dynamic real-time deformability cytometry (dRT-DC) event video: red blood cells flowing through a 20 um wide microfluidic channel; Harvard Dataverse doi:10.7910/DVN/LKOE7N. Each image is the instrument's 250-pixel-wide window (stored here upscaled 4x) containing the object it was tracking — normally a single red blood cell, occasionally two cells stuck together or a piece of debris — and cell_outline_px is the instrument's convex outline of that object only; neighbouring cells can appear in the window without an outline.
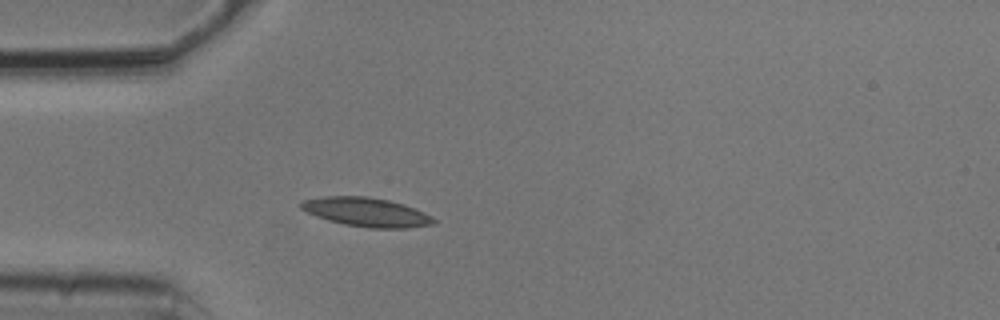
{"species": "common noctule bat (a hibernating species)", "species_latin": "Nyctalus noctula", "temperature_condition": "cold", "stored_images_in_passage": 4, "camera_frame_rate_fps": 3000, "um_per_image_px": 0.085, "animal": {"sex": "male", "body_mass_g": 20.5, "forearm_length_mm": 52.5}, "frame": {"image": 1, "passage_image": 4, "time_ms": 1.0, "image_size_px": [1000, 320], "cell_outline_px": [[436, 224], [408, 228], [368, 228], [344, 224], [328, 220], [316, 216], [300, 208], [300, 204], [304, 200], [324, 196], [368, 196], [388, 200], [404, 204], [424, 212], [432, 216], [436, 220]], "centroid_in_image_um": [31.19, 18.03], "position_along_channel_um": 53.8, "area_um2": 22.43}}